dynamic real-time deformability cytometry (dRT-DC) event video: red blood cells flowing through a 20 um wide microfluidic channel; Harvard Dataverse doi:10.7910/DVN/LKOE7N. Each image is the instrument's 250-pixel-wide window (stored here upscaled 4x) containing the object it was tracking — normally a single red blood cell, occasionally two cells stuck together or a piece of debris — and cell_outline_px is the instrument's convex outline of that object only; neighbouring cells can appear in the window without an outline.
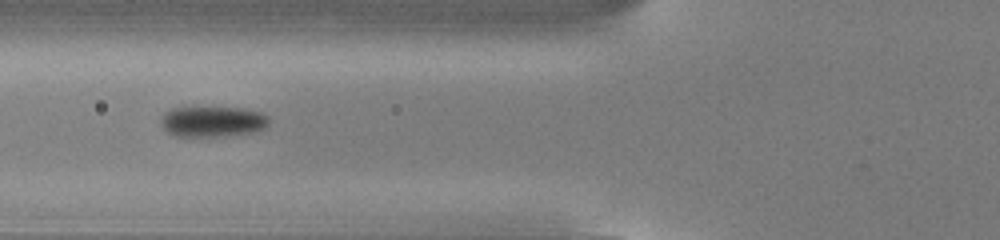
{"species": "common noctule bat (a hibernating species)", "species_latin": "Nyctalus noctula", "temperature_condition": "cold", "stored_images_in_passage": 53, "camera_frame_rate_fps": 3000, "um_per_image_px": 0.085, "animal": {"sex": "male", "body_mass_g": 13.0, "forearm_length_mm": 53.1}, "frame": {"image": 1, "passage_image": 20, "time_ms": 6.333, "image_size_px": [1000, 240], "cell_outline_px": [[268, 124], [264, 128], [252, 132], [224, 136], [176, 136], [168, 132], [160, 124], [160, 120], [164, 112], [172, 108], [240, 108], [260, 112], [268, 116]], "centroid_in_image_um": [18.04, 10.33], "position_along_channel_um": 107.8, "area_um2": 19.07}}
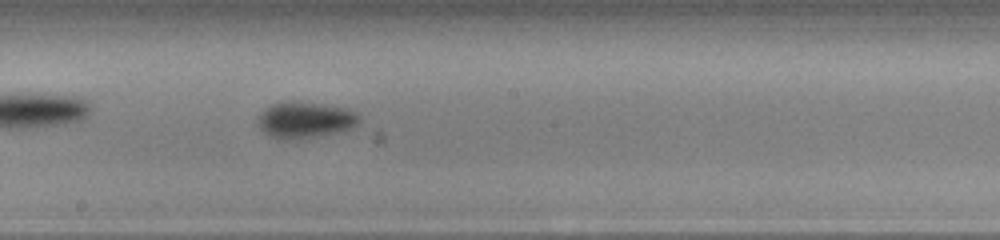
{"frame": {"image": 2, "passage_image": 29, "time_ms": 9.333, "image_size_px": [1000, 240], "cell_outline_px": [[360, 120], [352, 128], [336, 132], [284, 140], [280, 140], [264, 132], [256, 124], [256, 116], [264, 108], [272, 104], [292, 100], [324, 104], [348, 108], [356, 112], [360, 116]], "centroid_in_image_um": [25.89, 10.16], "position_along_channel_um": 222.3, "area_um2": 21.5}}
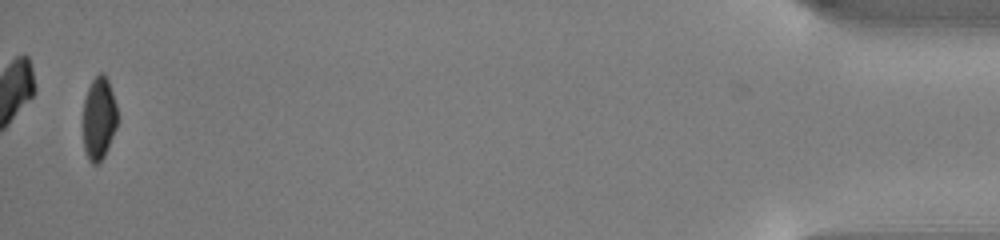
{"frame": {"image": 3, "passage_image": 52, "time_ms": 17.0, "image_size_px": [1000, 240], "cell_outline_px": [[116, 128], [108, 148], [104, 156], [96, 164], [92, 164], [88, 160], [84, 148], [84, 100], [88, 88], [92, 80], [100, 72], [104, 72], [108, 80], [116, 104]], "centroid_in_image_um": [8.41, 10.05], "position_along_channel_um": 426.8, "area_um2": 16.36}, "authors_computed_cell_mechanics": {"area_um2": 18.7272, "velocity_mm_per_s": 3.8175, "shape_relaxation_time_tau1_ms": 1.751, "shape_relaxation_time_tau2_ms": null, "deformation_change_tau1": 0.0887, "deformation_change_tau2": null}}